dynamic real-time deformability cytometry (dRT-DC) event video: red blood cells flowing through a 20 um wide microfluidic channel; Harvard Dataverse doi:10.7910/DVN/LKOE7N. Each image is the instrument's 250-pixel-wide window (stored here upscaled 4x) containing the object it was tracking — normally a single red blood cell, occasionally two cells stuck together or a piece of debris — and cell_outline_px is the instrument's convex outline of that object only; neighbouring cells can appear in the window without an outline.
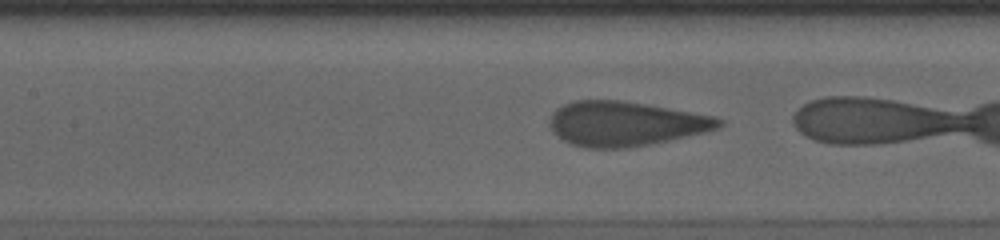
{"species": "human", "species_latin": "Homo sapiens", "temperature_condition": "cold", "stored_images_in_passage": 9, "camera_frame_rate_fps": 3000, "um_per_image_px": 0.085, "donor": {"sex": "male"}, "frame": {"image": 1, "passage_image": 6, "time_ms": 1.667, "image_size_px": [1000, 240], "cell_outline_px": [[724, 124], [720, 128], [688, 136], [648, 144], [624, 148], [584, 148], [572, 144], [564, 140], [552, 132], [548, 124], [548, 120], [552, 112], [556, 108], [572, 100], [620, 100], [644, 104], [712, 116], [724, 120]], "centroid_in_image_um": [53.09, 10.51], "position_along_channel_um": 154.3, "area_um2": 43.87}}